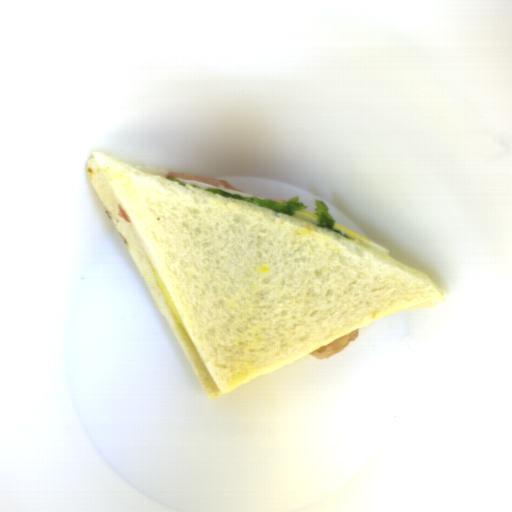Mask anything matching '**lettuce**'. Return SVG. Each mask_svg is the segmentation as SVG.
<instances>
[{
	"label": "lettuce",
	"mask_w": 512,
	"mask_h": 512,
	"mask_svg": "<svg viewBox=\"0 0 512 512\" xmlns=\"http://www.w3.org/2000/svg\"><path fill=\"white\" fill-rule=\"evenodd\" d=\"M205 191L212 194H219L224 198H231L248 204H252L273 212L295 216L296 213L305 211L308 207L305 202H300L299 197H294L288 202H273L267 198L259 199L258 197H246L244 195L231 194L225 190L218 188H208Z\"/></svg>",
	"instance_id": "1"
},
{
	"label": "lettuce",
	"mask_w": 512,
	"mask_h": 512,
	"mask_svg": "<svg viewBox=\"0 0 512 512\" xmlns=\"http://www.w3.org/2000/svg\"><path fill=\"white\" fill-rule=\"evenodd\" d=\"M165 179H167V180H169V181L177 182V183H178V184H180V185L186 186V185H185V182L180 181V180H178V179H176L175 177H172V176H170V175H169V176H167Z\"/></svg>",
	"instance_id": "3"
},
{
	"label": "lettuce",
	"mask_w": 512,
	"mask_h": 512,
	"mask_svg": "<svg viewBox=\"0 0 512 512\" xmlns=\"http://www.w3.org/2000/svg\"><path fill=\"white\" fill-rule=\"evenodd\" d=\"M314 215L317 218V226L332 230L344 237H347L343 231L335 229L336 220H334L330 215L329 208L323 200H315ZM347 238L349 239V237Z\"/></svg>",
	"instance_id": "2"
}]
</instances>
